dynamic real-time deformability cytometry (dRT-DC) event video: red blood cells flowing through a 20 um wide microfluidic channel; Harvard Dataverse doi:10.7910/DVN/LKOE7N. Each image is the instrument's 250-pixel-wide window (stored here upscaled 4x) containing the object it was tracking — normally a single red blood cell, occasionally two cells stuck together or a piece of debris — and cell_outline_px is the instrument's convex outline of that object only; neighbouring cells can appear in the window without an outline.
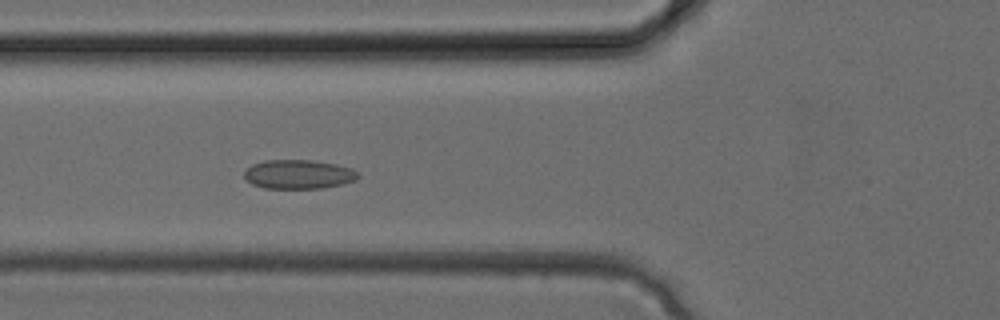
{"species": "common noctule bat (a hibernating species)", "species_latin": "Nyctalus noctula", "temperature_condition": "cold", "stored_images_in_passage": 34, "camera_frame_rate_fps": 3000, "um_per_image_px": 0.085, "animal": {"sex": "female", "body_mass_g": 24.6, "forearm_length_mm": 56.2}, "frame": {"image": 1, "passage_image": 12, "time_ms": 3.667, "image_size_px": [1000, 320], "cell_outline_px": [[360, 176], [356, 180], [344, 184], [320, 188], [264, 188], [252, 184], [244, 176], [244, 172], [252, 164], [264, 160], [312, 160], [336, 164], [352, 168]], "centroid_in_image_um": [25.39, 14.81], "position_along_channel_um": 100.4, "area_um2": 19.31}}
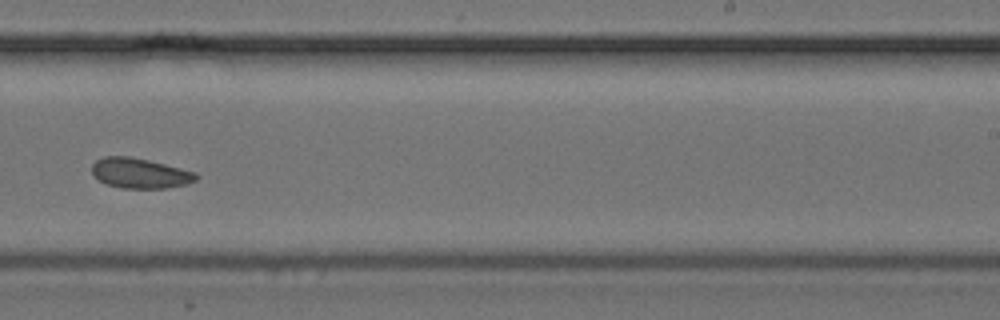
{"frame": {"image": 2, "passage_image": 21, "time_ms": 6.667, "image_size_px": [1000, 320], "cell_outline_px": [[200, 176], [196, 180], [188, 184], [164, 188], [120, 188], [108, 184], [92, 176], [92, 164], [96, 160], [104, 156], [132, 156], [196, 172]], "centroid_in_image_um": [11.89, 14.72], "position_along_channel_um": 277.1, "area_um2": 18.38}}
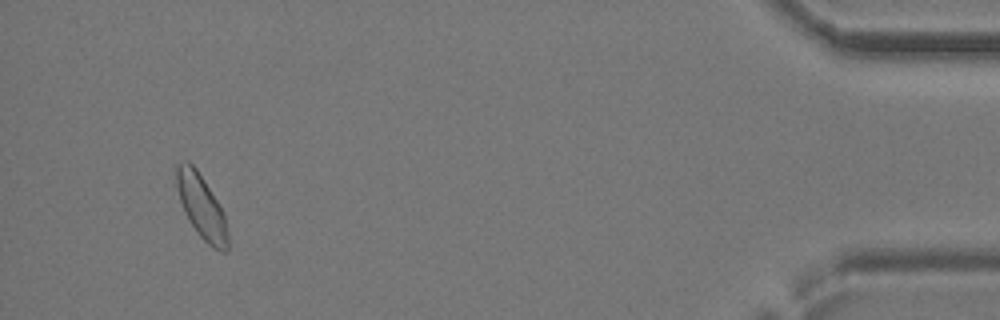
{"frame": {"image": 3, "passage_image": 32, "time_ms": 10.333, "image_size_px": [1000, 320], "cell_outline_px": [[228, 252], [220, 252], [212, 248], [196, 232], [184, 212], [176, 188], [176, 164], [184, 160], [188, 160], [196, 168], [204, 180], [224, 212], [228, 232]], "centroid_in_image_um": [17.13, 17.58], "position_along_channel_um": 418.1, "area_um2": 19.31}}